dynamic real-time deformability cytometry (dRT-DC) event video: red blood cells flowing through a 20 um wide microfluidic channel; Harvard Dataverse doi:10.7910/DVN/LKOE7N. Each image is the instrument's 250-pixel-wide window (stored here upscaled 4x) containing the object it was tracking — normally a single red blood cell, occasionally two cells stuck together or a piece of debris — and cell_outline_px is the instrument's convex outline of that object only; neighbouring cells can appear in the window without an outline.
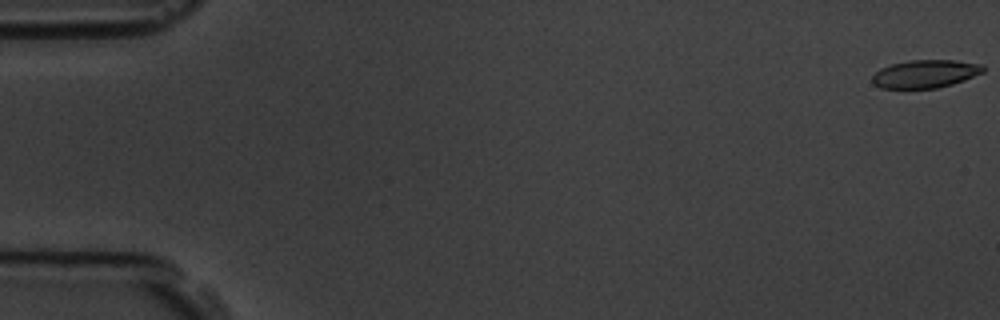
{"species": "common noctule bat (a hibernating species)", "species_latin": "Nyctalus noctula", "temperature_condition": "room temperature", "stored_images_in_passage": 5, "camera_frame_rate_fps": 3000, "um_per_image_px": 0.085, "animal": {"sex": "male", "body_mass_g": 19.5, "forearm_length_mm": 54.6}, "frame": {"image": 1, "passage_image": 1, "time_ms": 0.0, "image_size_px": [1000, 320], "cell_outline_px": [[984, 72], [964, 80], [952, 84], [936, 88], [880, 88], [872, 84], [872, 76], [880, 68], [892, 64], [908, 60], [952, 60], [984, 64]], "centroid_in_image_um": [78.64, 6.27], "position_along_channel_um": 6.4, "area_um2": 18.15}}